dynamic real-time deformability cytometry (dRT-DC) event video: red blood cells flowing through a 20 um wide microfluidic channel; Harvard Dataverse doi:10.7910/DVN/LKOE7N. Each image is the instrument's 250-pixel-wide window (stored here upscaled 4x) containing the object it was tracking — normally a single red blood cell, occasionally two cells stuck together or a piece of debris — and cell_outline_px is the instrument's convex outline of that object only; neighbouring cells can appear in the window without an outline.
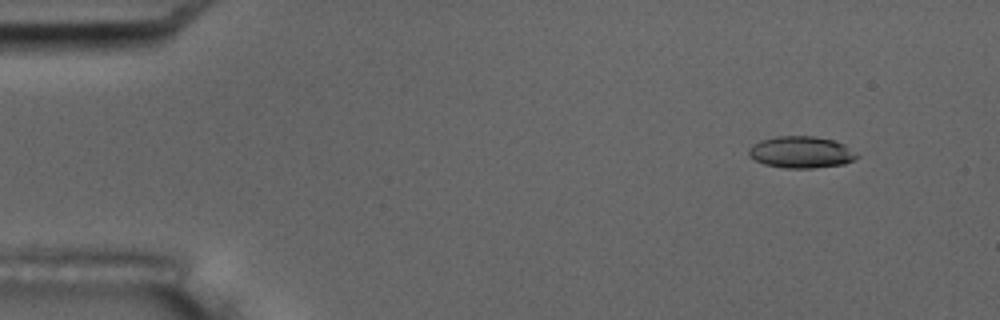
{"species": "common noctule bat (a hibernating species)", "species_latin": "Nyctalus noctula", "temperature_condition": "room temperature", "stored_images_in_passage": 5, "camera_frame_rate_fps": 3000, "um_per_image_px": 0.085, "animal": {"sex": "male", "body_mass_g": 17.5, "forearm_length_mm": 52.3}, "frame": {"image": 1, "passage_image": 2, "time_ms": 1.0, "image_size_px": [1000, 320], "cell_outline_px": [[860, 156], [844, 164], [812, 168], [784, 168], [764, 164], [748, 156], [748, 148], [752, 144], [760, 140], [776, 136], [816, 136], [832, 140], [844, 144]], "centroid_in_image_um": [68.06, 12.93], "position_along_channel_um": 16.9, "area_um2": 20.06}}